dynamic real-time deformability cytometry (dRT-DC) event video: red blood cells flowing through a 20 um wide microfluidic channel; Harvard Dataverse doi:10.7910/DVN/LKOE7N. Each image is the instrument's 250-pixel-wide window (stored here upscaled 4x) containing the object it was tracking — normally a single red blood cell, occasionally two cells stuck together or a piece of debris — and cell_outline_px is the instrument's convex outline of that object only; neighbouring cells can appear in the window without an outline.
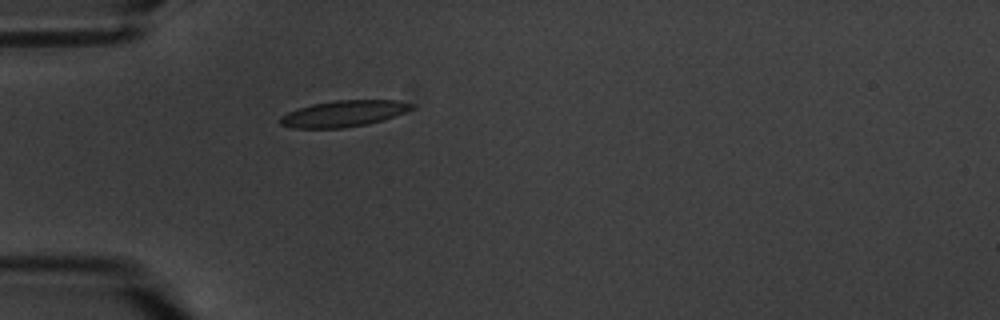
{"species": "common noctule bat (a hibernating species)", "species_latin": "Nyctalus noctula", "temperature_condition": "warm", "stored_images_in_passage": 6, "camera_frame_rate_fps": 3000, "um_per_image_px": 0.085, "animal": {"sex": "male", "body_mass_g": 20.1, "forearm_length_mm": 53.5}, "frame": {"image": 1, "passage_image": 6, "time_ms": 6.667, "image_size_px": [1000, 320], "cell_outline_px": [[416, 104], [412, 108], [404, 112], [384, 120], [368, 124], [344, 128], [292, 128], [280, 124], [280, 116], [288, 112], [312, 104], [336, 100], [396, 100]], "centroid_in_image_um": [29.22, 9.66], "position_along_channel_um": 55.8, "area_um2": 20.06}}